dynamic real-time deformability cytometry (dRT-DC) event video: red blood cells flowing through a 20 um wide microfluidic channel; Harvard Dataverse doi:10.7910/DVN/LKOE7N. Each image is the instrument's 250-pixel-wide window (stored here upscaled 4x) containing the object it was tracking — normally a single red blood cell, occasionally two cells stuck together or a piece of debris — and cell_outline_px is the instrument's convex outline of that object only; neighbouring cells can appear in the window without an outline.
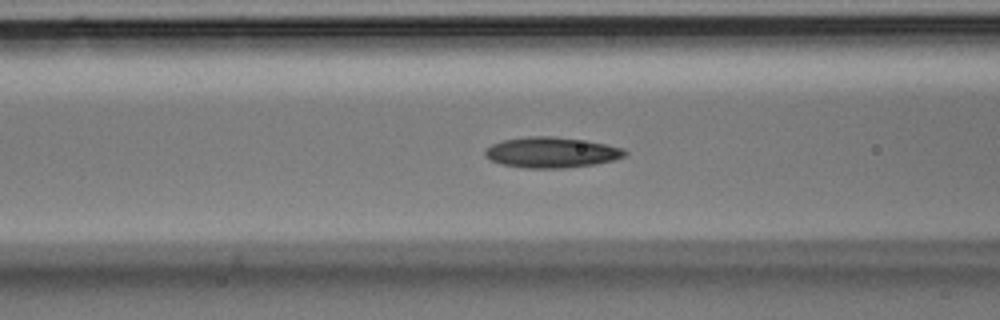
{"species": "Egyptian fruit bat (a non-hibernating species)", "species_latin": "Rousettus aegyptiacus", "temperature_condition": "room temperature", "stored_images_in_passage": 34, "camera_frame_rate_fps": 3000, "um_per_image_px": 0.085, "animal": {"sex": "male"}, "frame": {"image": 1, "passage_image": 4, "time_ms": 1.0, "image_size_px": [1000, 320], "cell_outline_px": [[628, 152], [624, 156], [612, 160], [596, 164], [564, 168], [528, 168], [500, 164], [484, 156], [484, 152], [492, 144], [504, 140], [528, 136], [552, 136], [588, 140], [608, 144], [624, 148]], "centroid_in_image_um": [46.91, 12.95], "position_along_channel_um": 119.7, "area_um2": 25.03}}
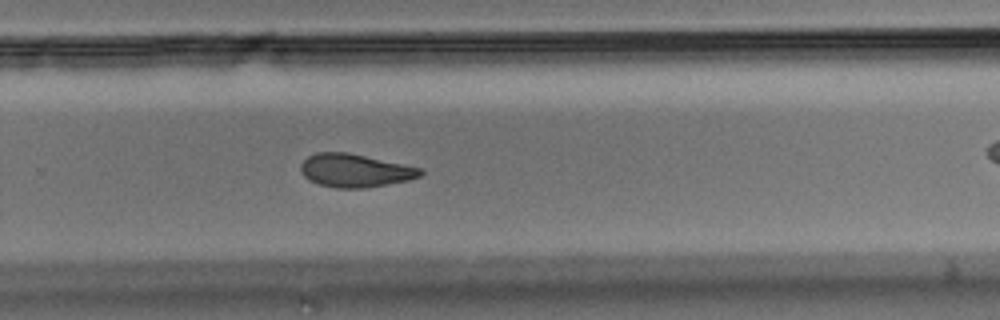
{"frame": {"image": 2, "passage_image": 17, "time_ms": 5.333, "image_size_px": [1000, 320], "cell_outline_px": [[424, 172], [420, 176], [408, 180], [364, 188], [336, 188], [320, 184], [308, 180], [304, 176], [300, 168], [300, 164], [308, 156], [316, 152], [348, 152], [424, 168]], "centroid_in_image_um": [30.19, 14.48], "position_along_channel_um": 299.6, "area_um2": 23.24}}
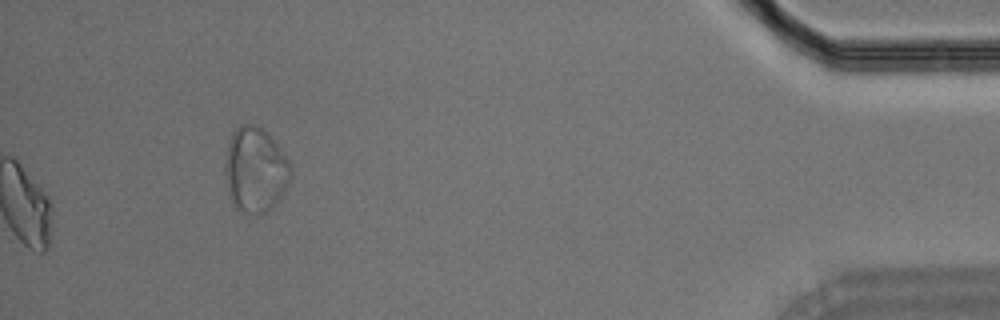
{"frame": {"image": 3, "passage_image": 34, "time_ms": 11.0, "image_size_px": [1000, 320], "cell_outline_px": [[292, 172], [288, 184], [284, 192], [264, 212], [256, 216], [244, 212], [232, 200], [224, 172], [224, 168], [228, 144], [232, 132], [240, 124], [256, 124], [276, 140], [292, 164]], "centroid_in_image_um": [21.73, 14.37], "position_along_channel_um": 413.5, "area_um2": 32.43}}